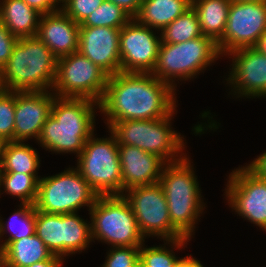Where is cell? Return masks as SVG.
<instances>
[{"label": "cell", "mask_w": 266, "mask_h": 267, "mask_svg": "<svg viewBox=\"0 0 266 267\" xmlns=\"http://www.w3.org/2000/svg\"><path fill=\"white\" fill-rule=\"evenodd\" d=\"M15 92L5 90L0 95V142H14Z\"/></svg>", "instance_id": "1f68e13d"}, {"label": "cell", "mask_w": 266, "mask_h": 267, "mask_svg": "<svg viewBox=\"0 0 266 267\" xmlns=\"http://www.w3.org/2000/svg\"><path fill=\"white\" fill-rule=\"evenodd\" d=\"M85 142L76 169L99 196L122 195V175L115 136Z\"/></svg>", "instance_id": "ba28073f"}, {"label": "cell", "mask_w": 266, "mask_h": 267, "mask_svg": "<svg viewBox=\"0 0 266 267\" xmlns=\"http://www.w3.org/2000/svg\"><path fill=\"white\" fill-rule=\"evenodd\" d=\"M266 31V2L232 0L223 37L217 42L220 55L255 47Z\"/></svg>", "instance_id": "7c38bea8"}, {"label": "cell", "mask_w": 266, "mask_h": 267, "mask_svg": "<svg viewBox=\"0 0 266 267\" xmlns=\"http://www.w3.org/2000/svg\"><path fill=\"white\" fill-rule=\"evenodd\" d=\"M105 0H64L61 10L79 25Z\"/></svg>", "instance_id": "836d02e7"}, {"label": "cell", "mask_w": 266, "mask_h": 267, "mask_svg": "<svg viewBox=\"0 0 266 267\" xmlns=\"http://www.w3.org/2000/svg\"><path fill=\"white\" fill-rule=\"evenodd\" d=\"M174 267H204L199 260L191 255L183 257Z\"/></svg>", "instance_id": "ab89813d"}, {"label": "cell", "mask_w": 266, "mask_h": 267, "mask_svg": "<svg viewBox=\"0 0 266 267\" xmlns=\"http://www.w3.org/2000/svg\"><path fill=\"white\" fill-rule=\"evenodd\" d=\"M41 176L22 173L1 172L0 189L5 194L17 197L21 203L35 204L38 194V183Z\"/></svg>", "instance_id": "f546056e"}, {"label": "cell", "mask_w": 266, "mask_h": 267, "mask_svg": "<svg viewBox=\"0 0 266 267\" xmlns=\"http://www.w3.org/2000/svg\"><path fill=\"white\" fill-rule=\"evenodd\" d=\"M97 108V101L56 96L38 144L52 153H74L78 157L85 142L94 134Z\"/></svg>", "instance_id": "7a4b0ae2"}, {"label": "cell", "mask_w": 266, "mask_h": 267, "mask_svg": "<svg viewBox=\"0 0 266 267\" xmlns=\"http://www.w3.org/2000/svg\"><path fill=\"white\" fill-rule=\"evenodd\" d=\"M254 48L266 55V31L260 36Z\"/></svg>", "instance_id": "60d3db41"}, {"label": "cell", "mask_w": 266, "mask_h": 267, "mask_svg": "<svg viewBox=\"0 0 266 267\" xmlns=\"http://www.w3.org/2000/svg\"><path fill=\"white\" fill-rule=\"evenodd\" d=\"M225 188L228 205L239 216L266 228V180L258 177L246 165L229 174Z\"/></svg>", "instance_id": "4fadbf2b"}, {"label": "cell", "mask_w": 266, "mask_h": 267, "mask_svg": "<svg viewBox=\"0 0 266 267\" xmlns=\"http://www.w3.org/2000/svg\"><path fill=\"white\" fill-rule=\"evenodd\" d=\"M232 58L227 84L236 98H266V55L256 48H242L227 54Z\"/></svg>", "instance_id": "9a60e30c"}, {"label": "cell", "mask_w": 266, "mask_h": 267, "mask_svg": "<svg viewBox=\"0 0 266 267\" xmlns=\"http://www.w3.org/2000/svg\"><path fill=\"white\" fill-rule=\"evenodd\" d=\"M190 7L191 0H143L134 19L155 31H162Z\"/></svg>", "instance_id": "7402d4cb"}, {"label": "cell", "mask_w": 266, "mask_h": 267, "mask_svg": "<svg viewBox=\"0 0 266 267\" xmlns=\"http://www.w3.org/2000/svg\"><path fill=\"white\" fill-rule=\"evenodd\" d=\"M118 153L122 175V195L129 188L159 182L162 169L166 164L160 157L129 145H118Z\"/></svg>", "instance_id": "ac0fdd59"}, {"label": "cell", "mask_w": 266, "mask_h": 267, "mask_svg": "<svg viewBox=\"0 0 266 267\" xmlns=\"http://www.w3.org/2000/svg\"><path fill=\"white\" fill-rule=\"evenodd\" d=\"M79 32L80 25L59 10L41 15L36 36L60 58L78 51Z\"/></svg>", "instance_id": "d6986e66"}, {"label": "cell", "mask_w": 266, "mask_h": 267, "mask_svg": "<svg viewBox=\"0 0 266 267\" xmlns=\"http://www.w3.org/2000/svg\"><path fill=\"white\" fill-rule=\"evenodd\" d=\"M64 258L53 255L49 260H44L25 267H62Z\"/></svg>", "instance_id": "f35d334b"}, {"label": "cell", "mask_w": 266, "mask_h": 267, "mask_svg": "<svg viewBox=\"0 0 266 267\" xmlns=\"http://www.w3.org/2000/svg\"><path fill=\"white\" fill-rule=\"evenodd\" d=\"M132 17L118 5L105 0L80 26H104L121 29Z\"/></svg>", "instance_id": "4dcf8cb0"}, {"label": "cell", "mask_w": 266, "mask_h": 267, "mask_svg": "<svg viewBox=\"0 0 266 267\" xmlns=\"http://www.w3.org/2000/svg\"><path fill=\"white\" fill-rule=\"evenodd\" d=\"M1 167H0V185H1ZM1 188V187H0ZM0 195H1V189H0Z\"/></svg>", "instance_id": "ee69618b"}, {"label": "cell", "mask_w": 266, "mask_h": 267, "mask_svg": "<svg viewBox=\"0 0 266 267\" xmlns=\"http://www.w3.org/2000/svg\"><path fill=\"white\" fill-rule=\"evenodd\" d=\"M98 196L79 171L69 167L59 174L41 177L34 206L46 213L72 214L83 206L90 210Z\"/></svg>", "instance_id": "9c48e42d"}, {"label": "cell", "mask_w": 266, "mask_h": 267, "mask_svg": "<svg viewBox=\"0 0 266 267\" xmlns=\"http://www.w3.org/2000/svg\"><path fill=\"white\" fill-rule=\"evenodd\" d=\"M27 5L36 9L40 14H50L61 10L58 0H23Z\"/></svg>", "instance_id": "d590c367"}, {"label": "cell", "mask_w": 266, "mask_h": 267, "mask_svg": "<svg viewBox=\"0 0 266 267\" xmlns=\"http://www.w3.org/2000/svg\"><path fill=\"white\" fill-rule=\"evenodd\" d=\"M232 0H191L202 35L216 43L223 37Z\"/></svg>", "instance_id": "603a6c76"}, {"label": "cell", "mask_w": 266, "mask_h": 267, "mask_svg": "<svg viewBox=\"0 0 266 267\" xmlns=\"http://www.w3.org/2000/svg\"><path fill=\"white\" fill-rule=\"evenodd\" d=\"M41 15L23 0L0 1V21L18 38L36 36Z\"/></svg>", "instance_id": "ffe728a7"}, {"label": "cell", "mask_w": 266, "mask_h": 267, "mask_svg": "<svg viewBox=\"0 0 266 267\" xmlns=\"http://www.w3.org/2000/svg\"><path fill=\"white\" fill-rule=\"evenodd\" d=\"M120 29L80 26L78 51L108 76L121 72Z\"/></svg>", "instance_id": "e0dca14e"}, {"label": "cell", "mask_w": 266, "mask_h": 267, "mask_svg": "<svg viewBox=\"0 0 266 267\" xmlns=\"http://www.w3.org/2000/svg\"><path fill=\"white\" fill-rule=\"evenodd\" d=\"M140 246L111 247L102 267H139Z\"/></svg>", "instance_id": "d6a6232c"}, {"label": "cell", "mask_w": 266, "mask_h": 267, "mask_svg": "<svg viewBox=\"0 0 266 267\" xmlns=\"http://www.w3.org/2000/svg\"><path fill=\"white\" fill-rule=\"evenodd\" d=\"M108 75L79 51L58 58L52 92L62 98H85L98 103L107 85Z\"/></svg>", "instance_id": "30bf717a"}, {"label": "cell", "mask_w": 266, "mask_h": 267, "mask_svg": "<svg viewBox=\"0 0 266 267\" xmlns=\"http://www.w3.org/2000/svg\"><path fill=\"white\" fill-rule=\"evenodd\" d=\"M189 240L188 238L166 240L165 245L148 248L143 243L140 246L139 267H174L182 258H178L173 249L181 250L184 246L187 247ZM166 244H170L167 245L170 249L166 247Z\"/></svg>", "instance_id": "83f0119b"}, {"label": "cell", "mask_w": 266, "mask_h": 267, "mask_svg": "<svg viewBox=\"0 0 266 267\" xmlns=\"http://www.w3.org/2000/svg\"><path fill=\"white\" fill-rule=\"evenodd\" d=\"M175 112L164 118L113 122L108 130L118 145L138 147L160 157L165 163L177 162L187 153L182 152L186 147L184 138L172 129L171 120Z\"/></svg>", "instance_id": "5b68a950"}, {"label": "cell", "mask_w": 266, "mask_h": 267, "mask_svg": "<svg viewBox=\"0 0 266 267\" xmlns=\"http://www.w3.org/2000/svg\"><path fill=\"white\" fill-rule=\"evenodd\" d=\"M193 169L191 160L185 156L177 162L166 163L159 179L172 226L183 238L188 239H192L197 220L205 208Z\"/></svg>", "instance_id": "277c9868"}, {"label": "cell", "mask_w": 266, "mask_h": 267, "mask_svg": "<svg viewBox=\"0 0 266 267\" xmlns=\"http://www.w3.org/2000/svg\"><path fill=\"white\" fill-rule=\"evenodd\" d=\"M5 91L4 84L2 82V75H1V69H0V95Z\"/></svg>", "instance_id": "b9f144b4"}, {"label": "cell", "mask_w": 266, "mask_h": 267, "mask_svg": "<svg viewBox=\"0 0 266 267\" xmlns=\"http://www.w3.org/2000/svg\"><path fill=\"white\" fill-rule=\"evenodd\" d=\"M161 37L132 18L120 29L121 72L151 73L157 62Z\"/></svg>", "instance_id": "5bb4252c"}, {"label": "cell", "mask_w": 266, "mask_h": 267, "mask_svg": "<svg viewBox=\"0 0 266 267\" xmlns=\"http://www.w3.org/2000/svg\"><path fill=\"white\" fill-rule=\"evenodd\" d=\"M35 234L53 255L63 258L64 214L46 213L35 208Z\"/></svg>", "instance_id": "d4e9b609"}, {"label": "cell", "mask_w": 266, "mask_h": 267, "mask_svg": "<svg viewBox=\"0 0 266 267\" xmlns=\"http://www.w3.org/2000/svg\"><path fill=\"white\" fill-rule=\"evenodd\" d=\"M56 95L49 91L15 92L14 142L37 141L51 115Z\"/></svg>", "instance_id": "2e32d148"}, {"label": "cell", "mask_w": 266, "mask_h": 267, "mask_svg": "<svg viewBox=\"0 0 266 267\" xmlns=\"http://www.w3.org/2000/svg\"><path fill=\"white\" fill-rule=\"evenodd\" d=\"M175 90L152 73L119 72L108 76L99 109L107 128L124 120L164 118L176 110Z\"/></svg>", "instance_id": "6da1fadb"}, {"label": "cell", "mask_w": 266, "mask_h": 267, "mask_svg": "<svg viewBox=\"0 0 266 267\" xmlns=\"http://www.w3.org/2000/svg\"><path fill=\"white\" fill-rule=\"evenodd\" d=\"M88 211L92 241L96 239L111 247L141 246L145 242L123 195L98 196Z\"/></svg>", "instance_id": "52a82bcc"}, {"label": "cell", "mask_w": 266, "mask_h": 267, "mask_svg": "<svg viewBox=\"0 0 266 267\" xmlns=\"http://www.w3.org/2000/svg\"><path fill=\"white\" fill-rule=\"evenodd\" d=\"M246 166L258 177L266 180V151Z\"/></svg>", "instance_id": "74e56055"}, {"label": "cell", "mask_w": 266, "mask_h": 267, "mask_svg": "<svg viewBox=\"0 0 266 267\" xmlns=\"http://www.w3.org/2000/svg\"><path fill=\"white\" fill-rule=\"evenodd\" d=\"M240 2H266V0H236Z\"/></svg>", "instance_id": "7bdbcfd3"}, {"label": "cell", "mask_w": 266, "mask_h": 267, "mask_svg": "<svg viewBox=\"0 0 266 267\" xmlns=\"http://www.w3.org/2000/svg\"><path fill=\"white\" fill-rule=\"evenodd\" d=\"M107 1H110L118 5L123 10H125L132 18H134L138 14L143 0H107Z\"/></svg>", "instance_id": "8d00e7d4"}, {"label": "cell", "mask_w": 266, "mask_h": 267, "mask_svg": "<svg viewBox=\"0 0 266 267\" xmlns=\"http://www.w3.org/2000/svg\"><path fill=\"white\" fill-rule=\"evenodd\" d=\"M58 58L37 36L19 38L1 68L5 90L48 91L55 83Z\"/></svg>", "instance_id": "3957f363"}, {"label": "cell", "mask_w": 266, "mask_h": 267, "mask_svg": "<svg viewBox=\"0 0 266 267\" xmlns=\"http://www.w3.org/2000/svg\"><path fill=\"white\" fill-rule=\"evenodd\" d=\"M20 208L7 221H3L0 216V239L9 230V237L3 242L0 241V251L2 252L12 241L35 234V206L33 204L20 203ZM7 228V229H6Z\"/></svg>", "instance_id": "484cf974"}, {"label": "cell", "mask_w": 266, "mask_h": 267, "mask_svg": "<svg viewBox=\"0 0 266 267\" xmlns=\"http://www.w3.org/2000/svg\"><path fill=\"white\" fill-rule=\"evenodd\" d=\"M219 57L217 43L208 36L202 35L182 43L161 42L157 62L151 73L176 89V80L193 79Z\"/></svg>", "instance_id": "8992f818"}, {"label": "cell", "mask_w": 266, "mask_h": 267, "mask_svg": "<svg viewBox=\"0 0 266 267\" xmlns=\"http://www.w3.org/2000/svg\"><path fill=\"white\" fill-rule=\"evenodd\" d=\"M160 32L161 42L167 43H182L202 36L198 16L192 6Z\"/></svg>", "instance_id": "f1b7e54d"}, {"label": "cell", "mask_w": 266, "mask_h": 267, "mask_svg": "<svg viewBox=\"0 0 266 267\" xmlns=\"http://www.w3.org/2000/svg\"><path fill=\"white\" fill-rule=\"evenodd\" d=\"M123 196L130 204L145 239L154 236L165 242L183 238L172 226L165 194L159 182L129 188Z\"/></svg>", "instance_id": "8fae6325"}, {"label": "cell", "mask_w": 266, "mask_h": 267, "mask_svg": "<svg viewBox=\"0 0 266 267\" xmlns=\"http://www.w3.org/2000/svg\"><path fill=\"white\" fill-rule=\"evenodd\" d=\"M39 154L24 142H3L0 148V167L2 172L38 175Z\"/></svg>", "instance_id": "cb8c5ba5"}, {"label": "cell", "mask_w": 266, "mask_h": 267, "mask_svg": "<svg viewBox=\"0 0 266 267\" xmlns=\"http://www.w3.org/2000/svg\"><path fill=\"white\" fill-rule=\"evenodd\" d=\"M78 213L64 214L63 258L82 253L92 241L91 223Z\"/></svg>", "instance_id": "4316f807"}, {"label": "cell", "mask_w": 266, "mask_h": 267, "mask_svg": "<svg viewBox=\"0 0 266 267\" xmlns=\"http://www.w3.org/2000/svg\"><path fill=\"white\" fill-rule=\"evenodd\" d=\"M18 39L19 38L13 35L0 21V69L8 61Z\"/></svg>", "instance_id": "e575fe53"}, {"label": "cell", "mask_w": 266, "mask_h": 267, "mask_svg": "<svg viewBox=\"0 0 266 267\" xmlns=\"http://www.w3.org/2000/svg\"><path fill=\"white\" fill-rule=\"evenodd\" d=\"M53 253L36 235L12 241L1 252V267H25L49 260Z\"/></svg>", "instance_id": "44dd1931"}]
</instances>
